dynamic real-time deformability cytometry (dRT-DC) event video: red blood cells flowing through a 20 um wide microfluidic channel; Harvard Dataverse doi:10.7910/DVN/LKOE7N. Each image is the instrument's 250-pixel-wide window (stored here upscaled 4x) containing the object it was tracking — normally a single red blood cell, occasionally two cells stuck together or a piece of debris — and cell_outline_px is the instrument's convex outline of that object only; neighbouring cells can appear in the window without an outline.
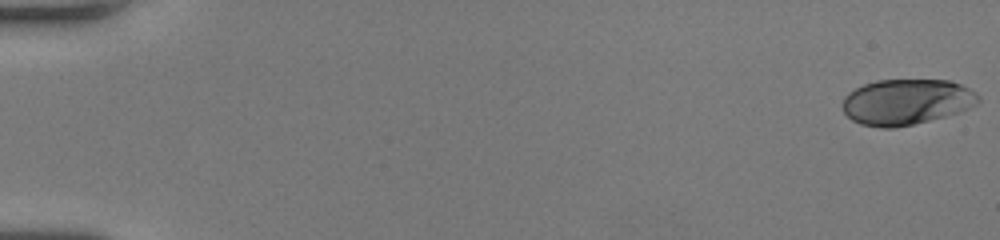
{"species": "human", "species_latin": "Homo sapiens", "temperature_condition": "room temperature", "stored_images_in_passage": 53, "camera_frame_rate_fps": 3000, "um_per_image_px": 0.085, "donor": {"sex": "female"}, "frame": {"image": 1, "passage_image": 1, "time_ms": 0.0, "image_size_px": [1000, 240], "cell_outline_px": [[980, 100], [976, 104], [968, 108], [944, 116], [912, 124], [892, 128], [880, 128], [860, 124], [852, 120], [840, 108], [840, 104], [844, 96], [848, 92], [864, 84], [876, 80], [952, 80], [976, 92], [980, 96]], "centroid_in_image_um": [76.99, 8.65], "position_along_channel_um": 8.0, "area_um2": 36.24}}
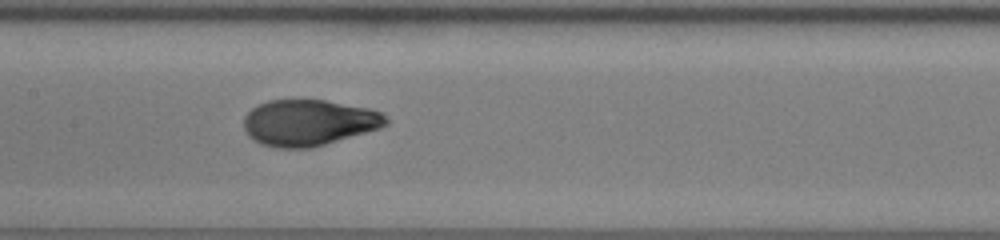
{"frame": {"image": 2, "passage_image": 28, "time_ms": 9.0, "image_size_px": [1000, 240], "cell_outline_px": [[388, 124], [380, 128], [324, 144], [308, 148], [276, 148], [260, 144], [248, 136], [244, 128], [244, 116], [256, 104], [268, 100], [324, 100], [372, 108], [380, 112], [388, 120]], "centroid_in_image_um": [26.22, 10.42], "position_along_channel_um": 181.2, "area_um2": 38.26}}
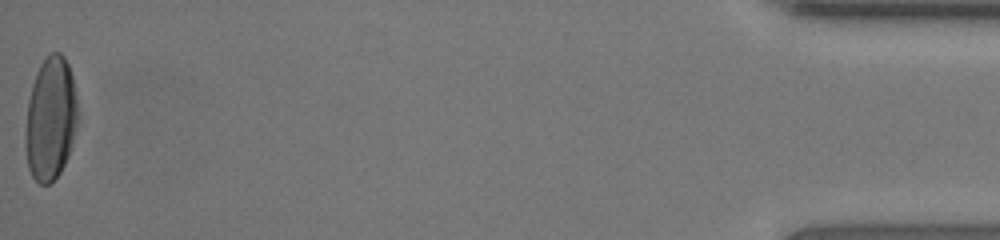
{"frame": {"image": 3, "passage_image": 53, "time_ms": 17.333, "image_size_px": [1000, 240], "cell_outline_px": [[80, 120], [68, 156], [60, 172], [48, 184], [40, 184], [32, 176], [28, 168], [24, 140], [24, 132], [28, 100], [32, 84], [36, 72], [40, 64], [48, 52], [60, 52], [64, 56], [68, 64], [72, 76], [76, 92], [80, 116]], "centroid_in_image_um": [4.31, 10.06], "position_along_channel_um": 430.9, "area_um2": 38.49}, "authors_computed_cell_mechanics": {"area_um2": 37.9168, "velocity_mm_per_s": 4.0989, "shape_relaxation_time_tau1_ms": 4.2381, "shape_relaxation_time_tau2_ms": null, "deformation_change_tau1": 0.2148, "deformation_change_tau2": null}}